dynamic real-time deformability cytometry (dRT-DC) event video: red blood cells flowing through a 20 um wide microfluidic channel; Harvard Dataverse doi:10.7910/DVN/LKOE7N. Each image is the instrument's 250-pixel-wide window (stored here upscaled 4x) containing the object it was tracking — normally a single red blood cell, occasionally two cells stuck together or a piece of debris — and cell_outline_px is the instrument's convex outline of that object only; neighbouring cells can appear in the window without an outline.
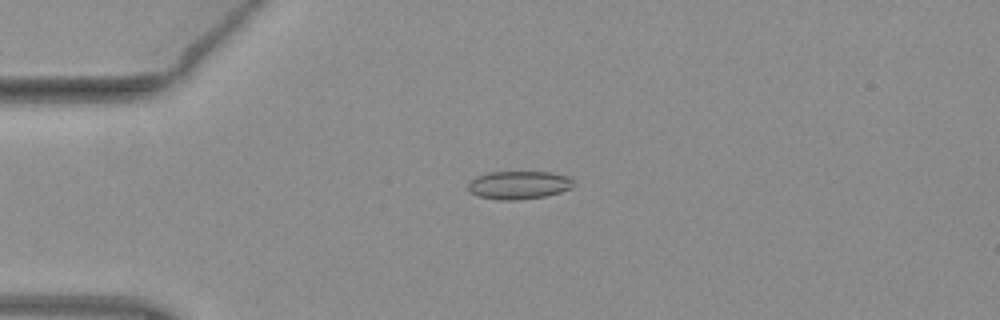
{"species": "common noctule bat (a hibernating species)", "species_latin": "Nyctalus noctula", "temperature_condition": "warm", "stored_images_in_passage": 46, "camera_frame_rate_fps": 3000, "um_per_image_px": 0.085, "animal": {"sex": "female", "body_mass_g": 19.3, "forearm_length_mm": 54.1}, "frame": {"image": 1, "passage_image": 7, "time_ms": 2.0, "image_size_px": [1000, 320], "cell_outline_px": [[572, 188], [560, 192], [544, 196], [516, 200], [500, 200], [476, 196], [468, 192], [468, 184], [476, 176], [488, 172], [552, 172], [568, 176], [572, 180]], "centroid_in_image_um": [44.06, 15.73], "position_along_channel_um": 40.9, "area_um2": 17.34}}
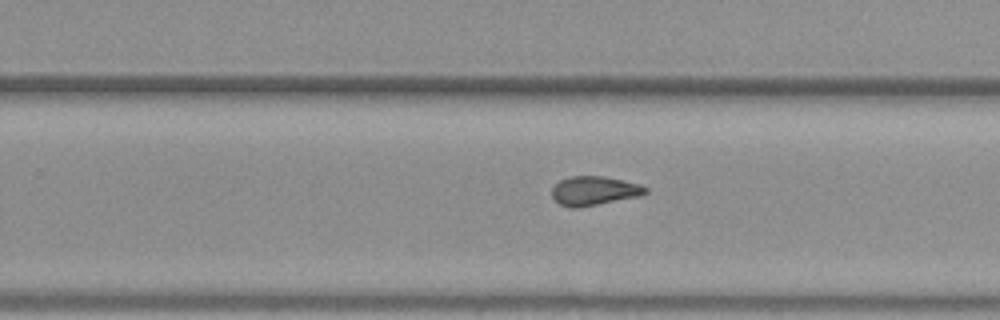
{"frame": {"image": 2, "passage_image": 27, "time_ms": 8.667, "image_size_px": [1000, 320], "cell_outline_px": [[648, 192], [640, 196], [576, 208], [572, 208], [560, 204], [552, 196], [552, 188], [560, 180], [568, 176], [604, 176], [640, 184], [648, 188]], "centroid_in_image_um": [50.51, 16.21], "position_along_channel_um": 279.3, "area_um2": 15.78}}
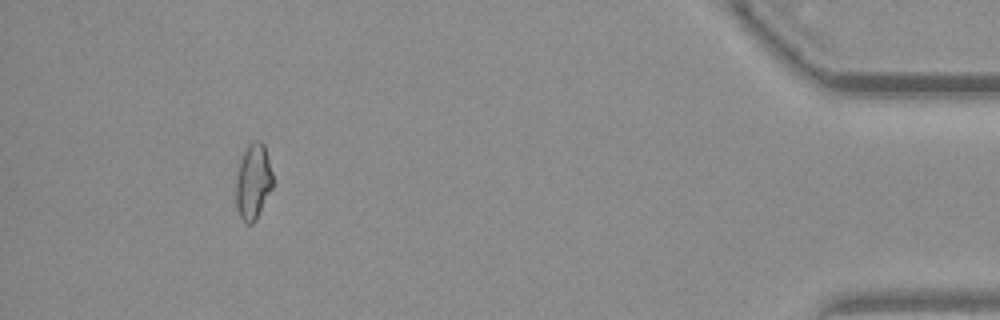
{"frame": {"image": 3, "passage_image": 42, "time_ms": 13.667, "image_size_px": [1000, 320], "cell_outline_px": [[272, 188], [256, 220], [252, 224], [248, 224], [240, 216], [236, 204], [236, 176], [240, 160], [248, 144], [252, 140], [260, 140], [264, 144], [272, 172]], "centroid_in_image_um": [21.52, 15.41], "position_along_channel_um": 413.7, "area_um2": 16.18}, "authors_computed_cell_mechanics": {"area_um2": 16.1262, "velocity_mm_per_s": 4.0014, "shape_relaxation_time_tau1_ms": null, "shape_relaxation_time_tau2_ms": 4.817, "deformation_change_tau1": null, "deformation_change_tau2": 0.107}}